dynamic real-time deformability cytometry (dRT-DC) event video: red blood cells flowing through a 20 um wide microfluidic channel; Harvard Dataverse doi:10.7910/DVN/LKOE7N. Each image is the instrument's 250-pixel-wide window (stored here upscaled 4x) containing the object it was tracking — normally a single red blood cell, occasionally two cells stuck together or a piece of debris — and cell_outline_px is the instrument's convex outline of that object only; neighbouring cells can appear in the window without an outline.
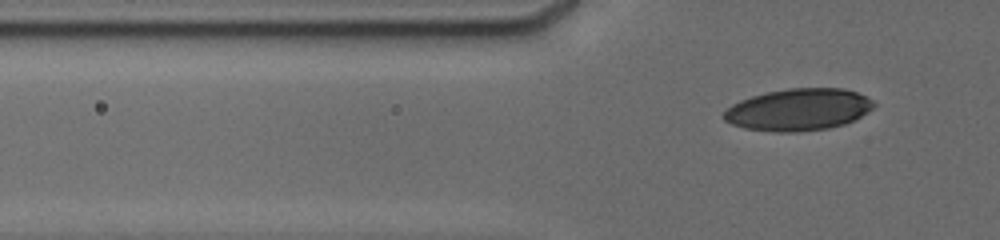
{"species": "human", "species_latin": "Homo sapiens", "temperature_condition": "cold", "stored_images_in_passage": 4, "segment_of_instrument_passage": [2, 2], "camera_frame_rate_fps": 3000, "um_per_image_px": 0.085, "donor": {"sex": "male"}, "frame": {"image": 1, "passage_image": 4, "time_ms": 3.667, "image_size_px": [1000, 240], "cell_outline_px": [[876, 104], [872, 108], [860, 116], [844, 124], [828, 128], [796, 132], [776, 132], [744, 128], [732, 124], [724, 120], [720, 116], [732, 104], [740, 100], [752, 96], [768, 92], [788, 88], [844, 88], [856, 92], [872, 100]], "centroid_in_image_um": [67.83, 9.32], "position_along_channel_um": 58.0, "area_um2": 36.53}}